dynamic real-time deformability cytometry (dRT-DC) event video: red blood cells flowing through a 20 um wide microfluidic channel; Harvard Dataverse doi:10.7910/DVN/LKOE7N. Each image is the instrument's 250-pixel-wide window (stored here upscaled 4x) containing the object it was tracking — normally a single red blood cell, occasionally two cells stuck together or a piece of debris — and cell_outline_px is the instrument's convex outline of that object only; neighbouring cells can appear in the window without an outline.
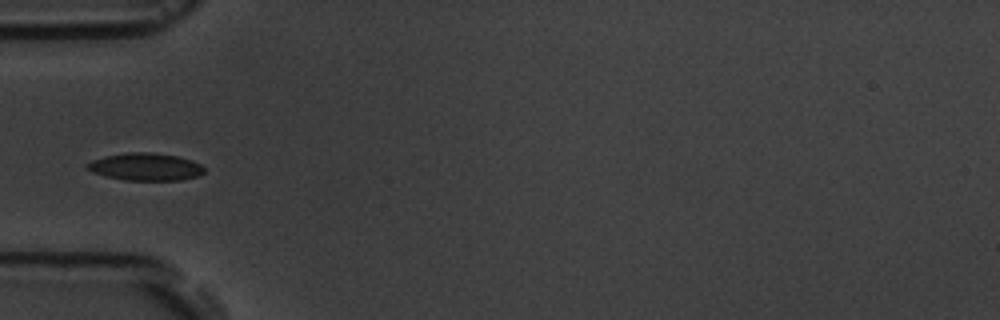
{"species": "common noctule bat (a hibernating species)", "species_latin": "Nyctalus noctula", "temperature_condition": "room temperature", "stored_images_in_passage": 1, "camera_frame_rate_fps": 3000, "um_per_image_px": 0.085, "animal": {"sex": "male", "body_mass_g": 19.5, "forearm_length_mm": 54.6}, "frame": {"image": 1, "passage_image": 1, "time_ms": 0.0, "image_size_px": [1000, 320], "cell_outline_px": [[204, 172], [200, 176], [180, 180], [124, 180], [92, 172], [84, 168], [84, 164], [92, 160], [108, 156], [128, 152], [148, 152], [176, 156], [192, 160], [200, 164], [204, 168]], "centroid_in_image_um": [12.36, 14.18], "position_along_channel_um": 72.6, "area_um2": 18.67}}